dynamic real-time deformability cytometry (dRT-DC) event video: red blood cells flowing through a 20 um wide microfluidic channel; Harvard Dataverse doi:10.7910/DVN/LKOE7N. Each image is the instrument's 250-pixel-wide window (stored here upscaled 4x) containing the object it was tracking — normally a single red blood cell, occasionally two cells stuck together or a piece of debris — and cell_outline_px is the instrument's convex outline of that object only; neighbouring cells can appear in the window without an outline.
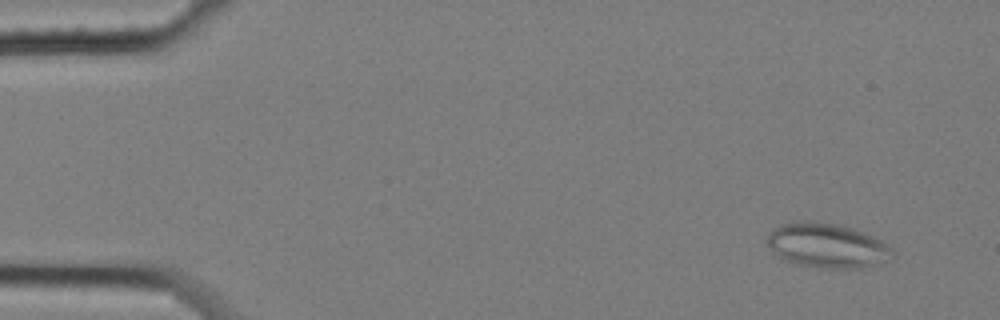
{"species": "common noctule bat (a hibernating species)", "species_latin": "Nyctalus noctula", "temperature_condition": "cold", "stored_images_in_passage": 6, "camera_frame_rate_fps": 3000, "um_per_image_px": 0.085, "animal": {"sex": "female", "body_mass_g": 25.1}, "frame": {"image": 1, "passage_image": 2, "time_ms": 0.333, "image_size_px": [1000, 320], "cell_outline_px": [[896, 256], [888, 260], [860, 268], [816, 268], [796, 264], [772, 252], [764, 240], [772, 228], [780, 224], [804, 220], [812, 220], [840, 224], [864, 232], [888, 244], [892, 248]], "centroid_in_image_um": [70.28, 20.85], "position_along_channel_um": 14.7, "area_um2": 33.0}}